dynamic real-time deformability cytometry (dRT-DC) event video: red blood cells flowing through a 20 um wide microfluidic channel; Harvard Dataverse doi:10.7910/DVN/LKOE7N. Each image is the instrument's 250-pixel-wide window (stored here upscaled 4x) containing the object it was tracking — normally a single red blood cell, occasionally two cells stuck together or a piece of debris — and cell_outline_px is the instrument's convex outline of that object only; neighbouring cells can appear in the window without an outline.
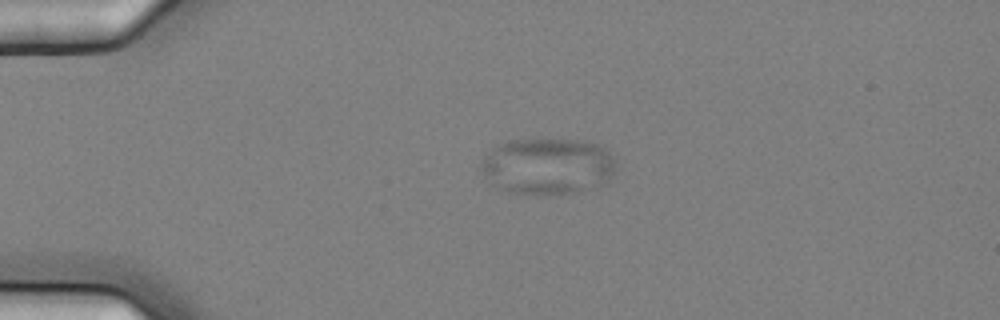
{"species": "common noctule bat (a hibernating species)", "species_latin": "Nyctalus noctula", "temperature_condition": "cold", "stored_images_in_passage": 2, "camera_frame_rate_fps": 3000, "um_per_image_px": 0.085, "animal": {"sex": "female", "body_mass_g": 25.1}, "frame": {"image": 1, "passage_image": 1, "time_ms": 0.0, "image_size_px": [1000, 320], "cell_outline_px": [[616, 168], [608, 184], [576, 192], [552, 196], [544, 196], [508, 192], [492, 184], [484, 176], [480, 168], [480, 164], [492, 148], [508, 140], [536, 136], [584, 140], [600, 144], [616, 156]], "centroid_in_image_um": [46.61, 14.1], "position_along_channel_um": 38.4, "area_um2": 46.47}}